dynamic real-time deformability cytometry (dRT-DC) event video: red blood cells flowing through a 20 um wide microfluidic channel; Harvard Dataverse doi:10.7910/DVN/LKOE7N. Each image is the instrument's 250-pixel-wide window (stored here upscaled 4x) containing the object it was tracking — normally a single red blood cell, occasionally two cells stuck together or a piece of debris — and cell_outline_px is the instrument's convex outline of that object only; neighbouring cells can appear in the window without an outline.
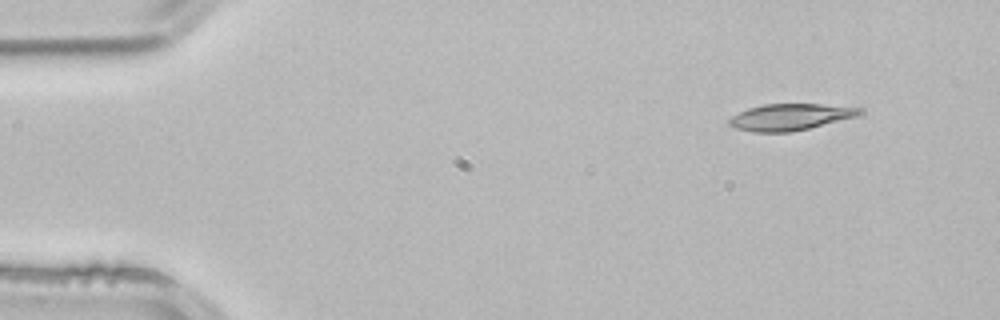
{"species": "common noctule bat (a hibernating species)", "species_latin": "Nyctalus noctula", "temperature_condition": "room temperature", "stored_images_in_passage": 4, "camera_frame_rate_fps": 3000, "um_per_image_px": 0.085, "animal": {"sex": "male", "body_mass_g": 21.5, "forearm_length_mm": 52.0}, "frame": {"image": 1, "passage_image": 1, "time_ms": 0.0, "image_size_px": [1000, 320], "cell_outline_px": [[860, 112], [856, 116], [792, 132], [752, 132], [736, 128], [728, 124], [728, 120], [732, 116], [748, 108], [764, 104], [820, 104], [860, 108]], "centroid_in_image_um": [67.09, 9.95], "position_along_channel_um": 17.9, "area_um2": 19.77}}